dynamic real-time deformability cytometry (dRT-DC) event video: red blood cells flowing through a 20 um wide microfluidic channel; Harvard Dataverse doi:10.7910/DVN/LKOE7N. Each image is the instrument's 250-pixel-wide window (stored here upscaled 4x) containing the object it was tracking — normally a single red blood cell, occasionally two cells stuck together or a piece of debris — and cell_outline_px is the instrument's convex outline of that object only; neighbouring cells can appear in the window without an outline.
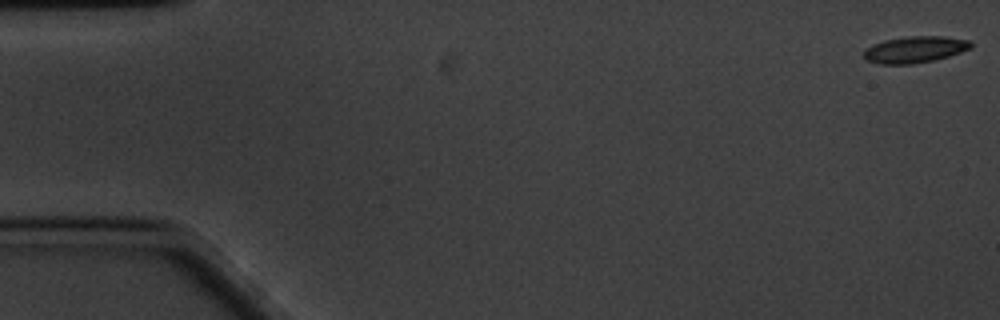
{"species": "common noctule bat (a hibernating species)", "species_latin": "Nyctalus noctula", "temperature_condition": "cold", "stored_images_in_passage": 8, "camera_frame_rate_fps": 3000, "um_per_image_px": 0.085, "animal": {"sex": "male", "body_mass_g": 20.1, "forearm_length_mm": 53.5}, "frame": {"image": 1, "passage_image": 1, "time_ms": 0.0, "image_size_px": [1000, 320], "cell_outline_px": [[972, 48], [948, 56], [932, 60], [912, 64], [880, 64], [864, 60], [864, 48], [872, 44], [884, 40], [908, 36], [944, 36], [968, 40], [972, 44]], "centroid_in_image_um": [77.72, 4.2], "position_along_channel_um": 7.3, "area_um2": 16.59}}